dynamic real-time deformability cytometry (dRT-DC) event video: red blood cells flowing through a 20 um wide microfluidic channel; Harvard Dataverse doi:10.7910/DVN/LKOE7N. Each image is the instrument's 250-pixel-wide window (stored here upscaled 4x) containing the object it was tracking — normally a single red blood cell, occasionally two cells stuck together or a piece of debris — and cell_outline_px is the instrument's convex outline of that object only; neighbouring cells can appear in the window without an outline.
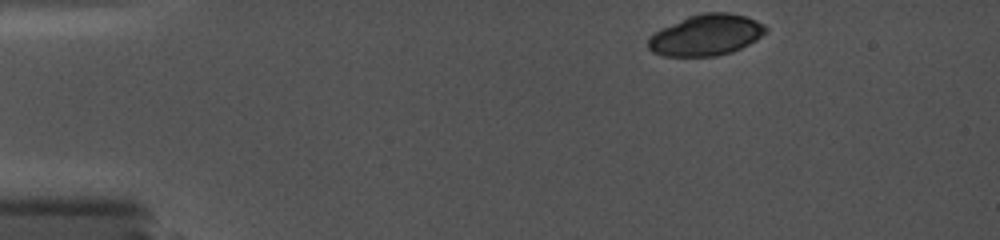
{"species": "common noctule bat (a hibernating species)", "species_latin": "Nyctalus noctula", "temperature_condition": "cold", "stored_images_in_passage": 3, "camera_frame_rate_fps": 5000, "um_per_image_px": 0.085, "animal": {"sex": "female", "body_mass_g": 19.0, "forearm_length_mm": 56.7}, "frame": {"image": 1, "passage_image": 1, "time_ms": 0.0, "image_size_px": [1000, 240], "cell_outline_px": [[768, 28], [756, 40], [732, 52], [716, 56], [664, 56], [652, 52], [648, 48], [648, 36], [660, 28], [688, 16], [704, 12], [728, 12], [744, 16], [756, 20], [764, 24]], "centroid_in_image_um": [59.98, 2.98], "position_along_channel_um": 25.0, "area_um2": 28.21}}